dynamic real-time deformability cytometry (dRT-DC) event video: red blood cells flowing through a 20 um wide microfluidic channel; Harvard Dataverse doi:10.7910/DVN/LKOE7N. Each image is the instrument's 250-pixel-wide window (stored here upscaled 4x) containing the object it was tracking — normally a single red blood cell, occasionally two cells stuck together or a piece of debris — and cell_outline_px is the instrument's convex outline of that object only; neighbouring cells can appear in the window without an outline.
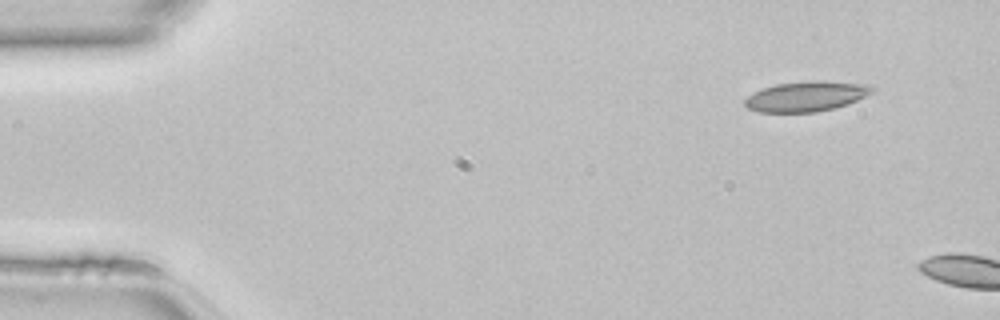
{"species": "common noctule bat (a hibernating species)", "species_latin": "Nyctalus noctula", "temperature_condition": "room temperature", "stored_images_in_passage": 4, "camera_frame_rate_fps": 3000, "um_per_image_px": 0.085, "animal": {"sex": "female", "body_mass_g": 22.7, "forearm_length_mm": 54.2}, "frame": {"image": 1, "passage_image": 1, "time_ms": 0.0, "image_size_px": [1000, 320], "cell_outline_px": [[876, 88], [872, 92], [848, 104], [816, 112], [760, 112], [748, 108], [744, 104], [744, 100], [752, 92], [776, 84], [872, 84]], "centroid_in_image_um": [68.46, 8.26], "position_along_channel_um": 16.5, "area_um2": 20.92}}